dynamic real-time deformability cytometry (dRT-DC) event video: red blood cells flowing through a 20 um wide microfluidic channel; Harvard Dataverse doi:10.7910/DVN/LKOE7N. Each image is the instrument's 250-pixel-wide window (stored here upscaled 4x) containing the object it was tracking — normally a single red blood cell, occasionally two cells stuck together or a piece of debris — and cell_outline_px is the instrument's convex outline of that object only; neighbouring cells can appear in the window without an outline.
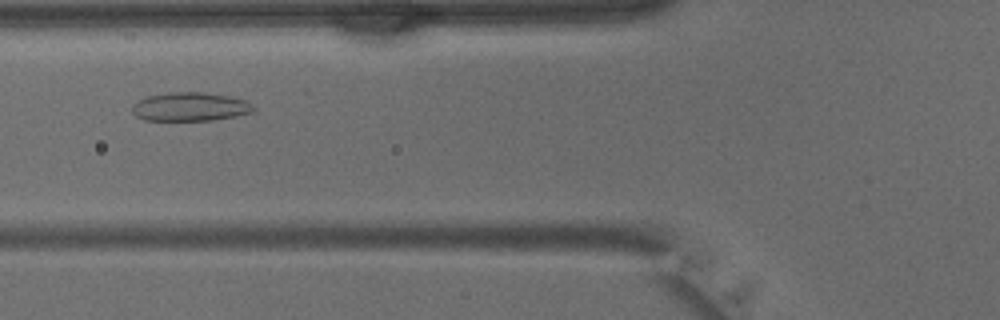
{"species": "common noctule bat (a hibernating species)", "species_latin": "Nyctalus noctula", "temperature_condition": "warm", "stored_images_in_passage": 26, "camera_frame_rate_fps": 3000, "um_per_image_px": 0.085, "animal": {"sex": "male", "body_mass_g": 15.6}, "frame": {"image": 1, "passage_image": 8, "time_ms": 2.333, "image_size_px": [1000, 320], "cell_outline_px": [[256, 108], [252, 112], [212, 120], [144, 120], [136, 116], [132, 112], [132, 104], [136, 100], [148, 96], [172, 92], [204, 92], [232, 96], [248, 100]], "centroid_in_image_um": [16.16, 9.06], "position_along_channel_um": 109.6, "area_um2": 20.4}}
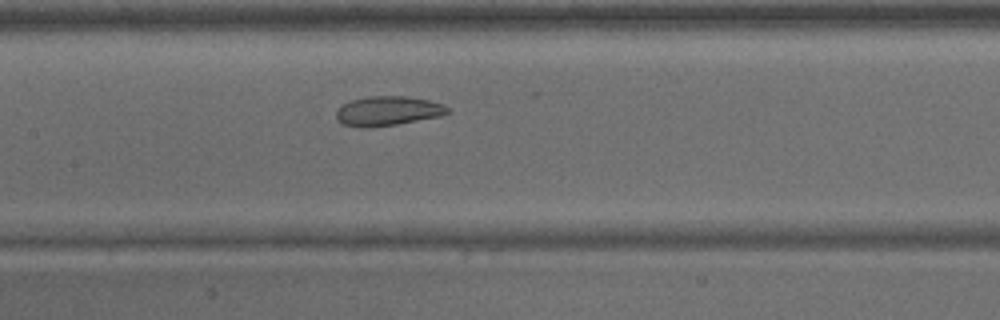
{"frame": {"image": 2, "passage_image": 12, "time_ms": 3.667, "image_size_px": [1000, 320], "cell_outline_px": [[452, 112], [440, 116], [396, 124], [368, 128], [364, 128], [344, 124], [336, 120], [336, 112], [344, 104], [352, 100], [368, 96], [408, 96], [428, 100], [444, 104], [452, 108]], "centroid_in_image_um": [33.02, 9.43], "position_along_channel_um": 174.4, "area_um2": 19.19}}
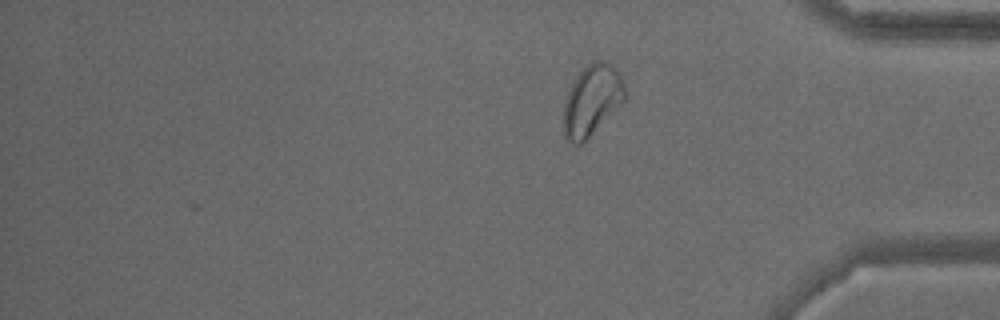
{"frame": {"image": 3, "passage_image": 26, "time_ms": 8.333, "image_size_px": [1000, 320], "cell_outline_px": [[628, 96], [580, 144], [572, 144], [564, 136], [564, 104], [568, 92], [576, 76], [592, 60], [604, 60], [612, 64], [616, 68], [624, 84]], "centroid_in_image_um": [50.32, 8.46], "position_along_channel_um": 384.9, "area_um2": 24.8}}